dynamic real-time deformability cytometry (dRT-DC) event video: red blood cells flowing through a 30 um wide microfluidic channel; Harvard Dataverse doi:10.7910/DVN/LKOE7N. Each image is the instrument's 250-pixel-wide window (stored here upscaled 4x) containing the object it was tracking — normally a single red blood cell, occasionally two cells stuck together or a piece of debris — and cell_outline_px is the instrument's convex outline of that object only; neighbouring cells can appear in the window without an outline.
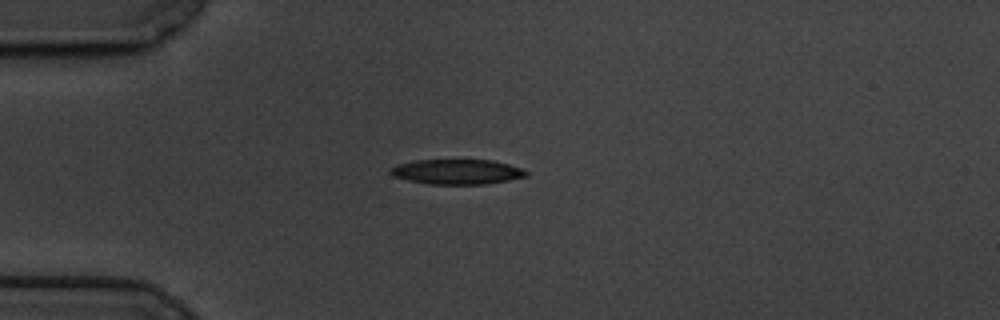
{"species": "common noctule bat (a hibernating species)", "species_latin": "Nyctalus noctula", "temperature_condition": "cold", "stored_images_in_passage": 45, "camera_frame_rate_fps": 3000, "um_per_image_px": 0.085, "animal": {"sex": "male", "body_mass_g": 19.5, "forearm_length_mm": 54.6}, "frame": {"image": 1, "passage_image": 1, "time_ms": 0.0, "image_size_px": [1000, 320], "cell_outline_px": [[528, 176], [508, 180], [484, 184], [428, 184], [408, 180], [392, 176], [388, 172], [388, 168], [400, 164], [416, 160], [492, 160], [508, 164], [520, 168], [528, 172]], "centroid_in_image_um": [38.81, 14.6], "position_along_channel_um": 46.2, "area_um2": 19.71}}
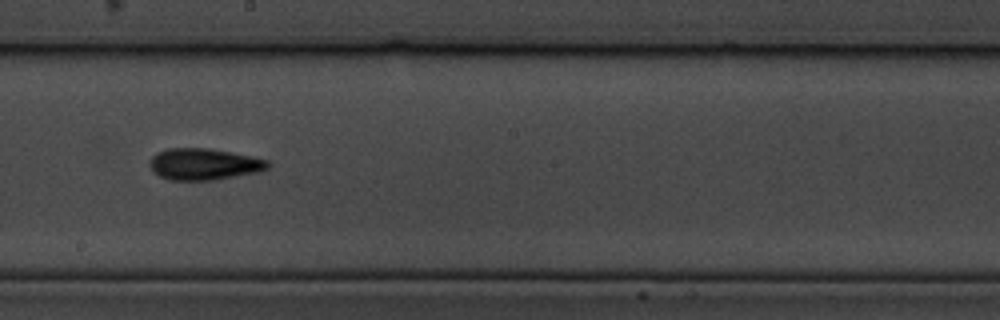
{"frame": {"image": 2, "passage_image": 19, "time_ms": 6.0, "image_size_px": [1000, 320], "cell_outline_px": [[272, 164], [268, 168], [260, 172], [216, 180], [168, 180], [152, 172], [148, 164], [152, 156], [156, 152], [168, 148], [208, 148], [232, 152], [268, 160]], "centroid_in_image_um": [17.33, 13.96], "position_along_channel_um": 230.9, "area_um2": 22.08}}
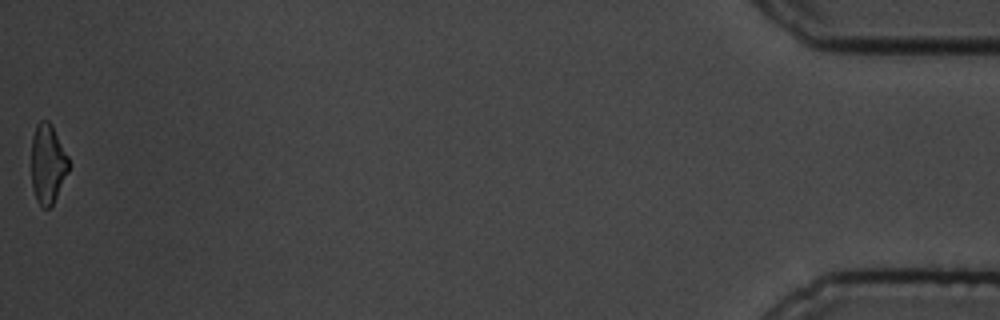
{"frame": {"image": 3, "passage_image": 45, "time_ms": 14.667, "image_size_px": [1000, 320], "cell_outline_px": [[68, 172], [52, 204], [48, 208], [44, 208], [36, 200], [32, 188], [32, 136], [36, 124], [40, 120], [48, 120], [52, 124], [68, 156]], "centroid_in_image_um": [4.04, 13.89], "position_along_channel_um": 431.2, "area_um2": 17.17}, "authors_computed_cell_mechanics": {"area_um2": 19.9988, "velocity_mm_per_s": 3.3868, "shape_relaxation_time_tau1_ms": 3.2079, "shape_relaxation_time_tau2_ms": 3.7817, "deformation_change_tau1": 0.1333, "deformation_change_tau2": 0.1188}}